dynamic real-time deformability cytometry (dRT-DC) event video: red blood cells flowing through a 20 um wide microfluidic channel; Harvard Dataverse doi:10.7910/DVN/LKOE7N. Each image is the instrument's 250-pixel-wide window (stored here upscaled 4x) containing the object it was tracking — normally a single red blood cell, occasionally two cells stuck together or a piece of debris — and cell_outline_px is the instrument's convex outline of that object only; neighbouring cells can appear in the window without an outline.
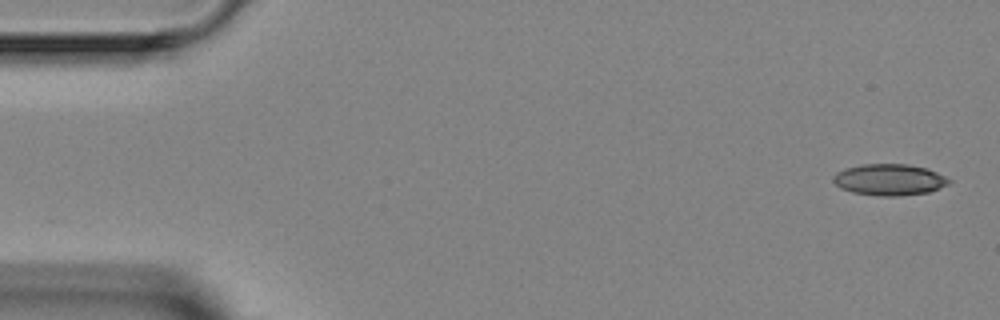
{"species": "Egyptian fruit bat (a non-hibernating species)", "species_latin": "Rousettus aegyptiacus", "temperature_condition": "room temperature", "stored_images_in_passage": 5, "camera_frame_rate_fps": 3000, "um_per_image_px": 0.085, "animal": {"sex": "female"}, "frame": {"image": 1, "passage_image": 1, "time_ms": 0.0, "image_size_px": [1000, 320], "cell_outline_px": [[952, 180], [948, 184], [928, 192], [900, 196], [880, 196], [852, 192], [840, 188], [832, 180], [832, 176], [836, 172], [844, 168], [864, 164], [908, 164], [928, 168]], "centroid_in_image_um": [75.57, 15.27], "position_along_channel_um": 9.4, "area_um2": 21.21}}
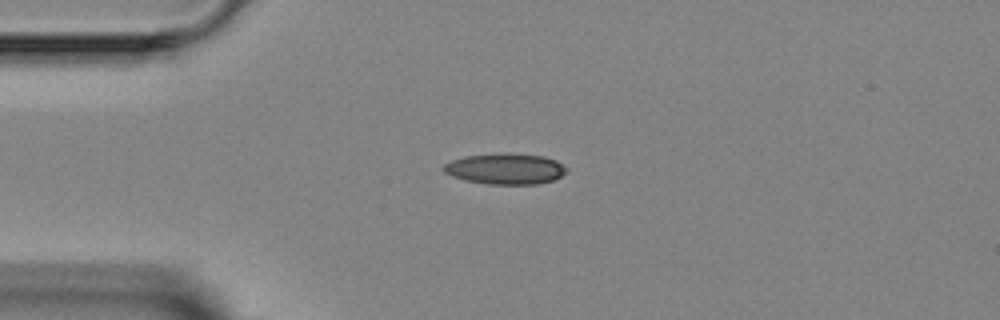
{"frame": {"image": 2, "passage_image": 4, "time_ms": 3.333, "image_size_px": [1000, 320], "cell_outline_px": [[568, 172], [552, 180], [536, 184], [488, 184], [464, 180], [452, 176], [444, 172], [440, 168], [444, 164], [452, 160], [464, 156], [508, 152], [544, 156], [556, 160], [568, 168]], "centroid_in_image_um": [42.95, 14.34], "position_along_channel_um": 42.1, "area_um2": 22.37}}